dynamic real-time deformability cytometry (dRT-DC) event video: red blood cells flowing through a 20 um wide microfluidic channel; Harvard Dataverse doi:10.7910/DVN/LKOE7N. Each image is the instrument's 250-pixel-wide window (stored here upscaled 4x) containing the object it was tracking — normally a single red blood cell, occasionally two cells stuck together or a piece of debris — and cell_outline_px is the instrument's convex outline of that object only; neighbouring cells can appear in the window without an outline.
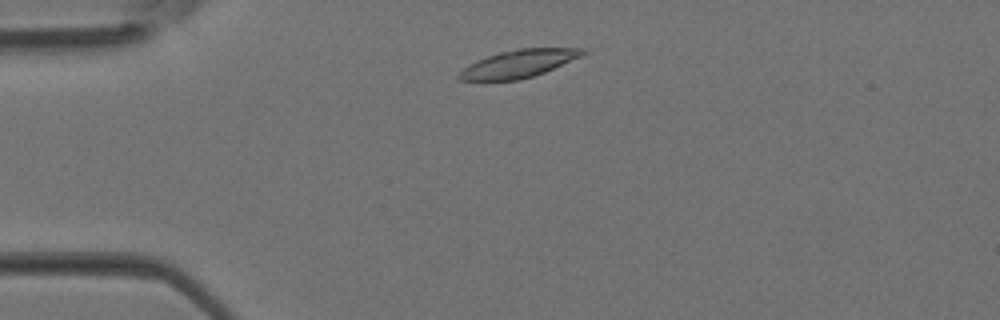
{"species": "Egyptian fruit bat (a non-hibernating species)", "species_latin": "Rousettus aegyptiacus", "temperature_condition": "room temperature", "stored_images_in_passage": 1, "camera_frame_rate_fps": 3000, "um_per_image_px": 0.085, "animal": {"sex": "female"}, "frame": {"image": 1, "passage_image": 1, "time_ms": 0.0, "image_size_px": [1000, 320], "cell_outline_px": [[588, 52], [580, 56], [544, 72], [520, 80], [480, 84], [460, 80], [456, 76], [464, 68], [476, 60], [500, 52], [520, 48], [584, 48]], "centroid_in_image_um": [43.96, 5.47], "position_along_channel_um": 41.0, "area_um2": 20.46}}